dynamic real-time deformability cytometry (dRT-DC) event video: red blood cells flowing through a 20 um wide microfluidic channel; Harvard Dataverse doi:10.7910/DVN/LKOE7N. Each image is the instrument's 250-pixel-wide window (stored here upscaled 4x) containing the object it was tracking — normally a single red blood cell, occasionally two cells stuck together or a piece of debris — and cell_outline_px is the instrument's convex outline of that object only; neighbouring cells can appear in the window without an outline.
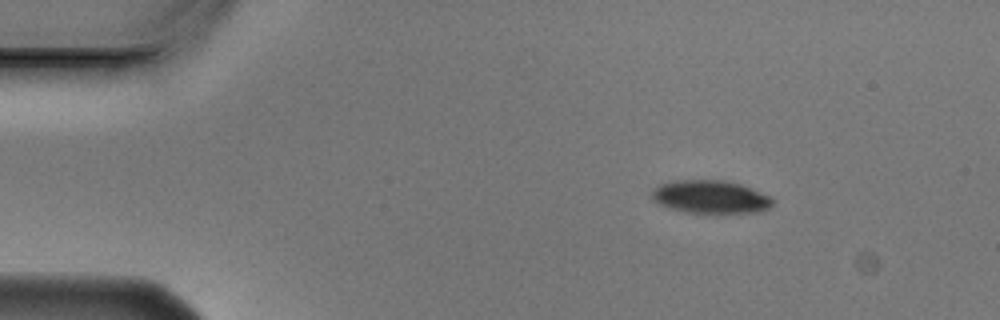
{"species": "Egyptian fruit bat (a non-hibernating species)", "species_latin": "Rousettus aegyptiacus", "temperature_condition": "cold", "stored_images_in_passage": 4, "camera_frame_rate_fps": 3000, "um_per_image_px": 0.085, "animal": {"sex": "male"}, "frame": {"image": 1, "passage_image": 2, "time_ms": 0.333, "image_size_px": [1000, 320], "cell_outline_px": [[772, 204], [768, 208], [756, 212], [684, 212], [668, 208], [652, 200], [652, 188], [660, 184], [672, 180], [724, 180], [740, 184], [772, 196]], "centroid_in_image_um": [60.35, 16.72], "position_along_channel_um": 24.7, "area_um2": 23.18}}
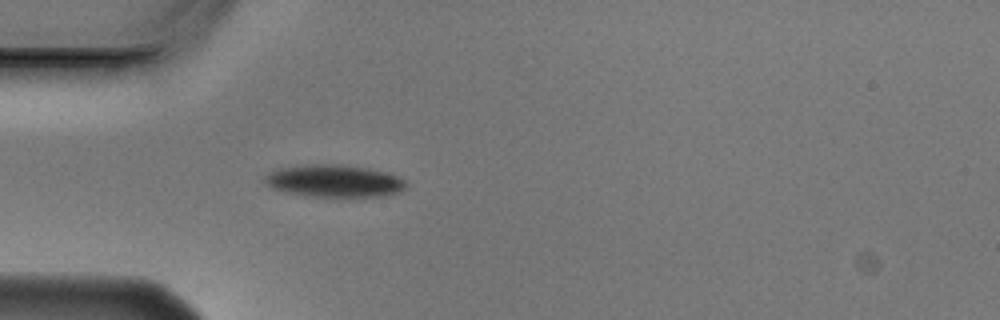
{"frame": {"image": 2, "passage_image": 4, "time_ms": 1.0, "image_size_px": [1000, 320], "cell_outline_px": [[408, 188], [400, 192], [380, 196], [312, 196], [284, 192], [272, 188], [264, 180], [264, 176], [280, 168], [304, 164], [344, 164], [368, 168], [388, 172], [404, 180], [408, 184]], "centroid_in_image_um": [28.45, 15.37], "position_along_channel_um": 56.6, "area_um2": 26.65}}